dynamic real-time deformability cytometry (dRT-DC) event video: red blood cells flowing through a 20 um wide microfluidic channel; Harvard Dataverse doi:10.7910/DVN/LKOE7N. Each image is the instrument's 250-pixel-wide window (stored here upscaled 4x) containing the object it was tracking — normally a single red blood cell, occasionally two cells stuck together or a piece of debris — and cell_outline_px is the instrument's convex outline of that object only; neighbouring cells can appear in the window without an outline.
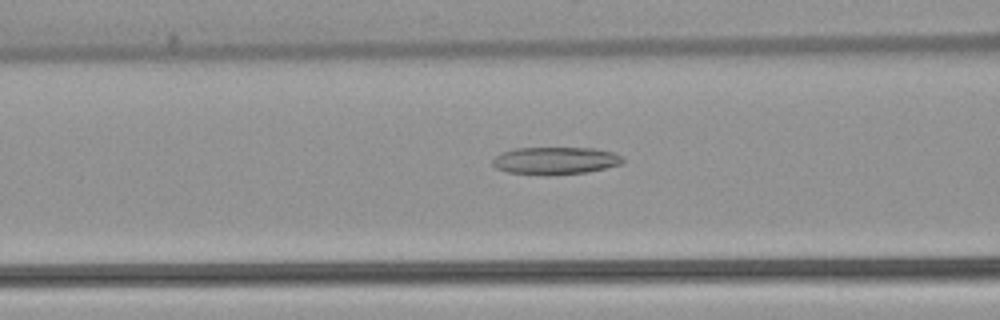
{"species": "common noctule bat (a hibernating species)", "species_latin": "Nyctalus noctula", "temperature_condition": "warm", "stored_images_in_passage": 52, "camera_frame_rate_fps": 3000, "um_per_image_px": 0.085, "animal": {"sex": "female", "body_mass_g": 22.7, "forearm_length_mm": 54.2}, "frame": {"image": 1, "passage_image": 21, "time_ms": 6.667, "image_size_px": [1000, 320], "cell_outline_px": [[624, 160], [620, 164], [588, 172], [548, 176], [544, 176], [508, 172], [496, 168], [492, 164], [492, 160], [496, 156], [504, 152], [516, 148], [596, 148], [612, 152], [624, 156]], "centroid_in_image_um": [47.21, 13.67], "position_along_channel_um": 119.4, "area_um2": 20.98}}
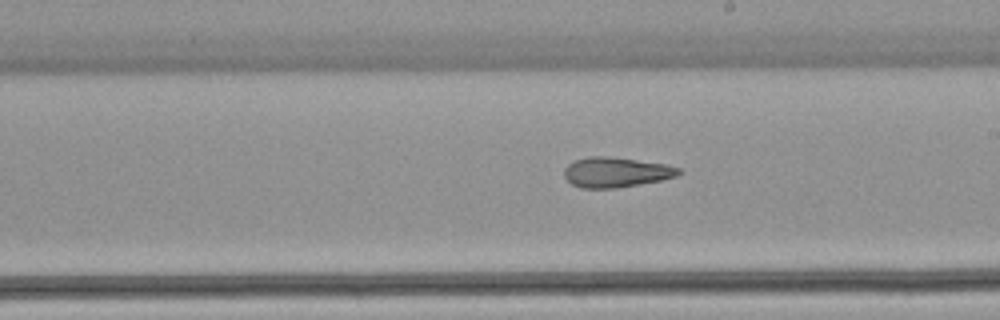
{"frame": {"image": 2, "passage_image": 30, "time_ms": 9.667, "image_size_px": [1000, 320], "cell_outline_px": [[684, 172], [676, 176], [660, 180], [616, 188], [580, 188], [572, 184], [564, 176], [564, 168], [568, 164], [576, 160], [588, 156], [608, 156], [668, 164], [680, 168]], "centroid_in_image_um": [52.37, 14.63], "position_along_channel_um": 236.6, "area_um2": 20.11}}
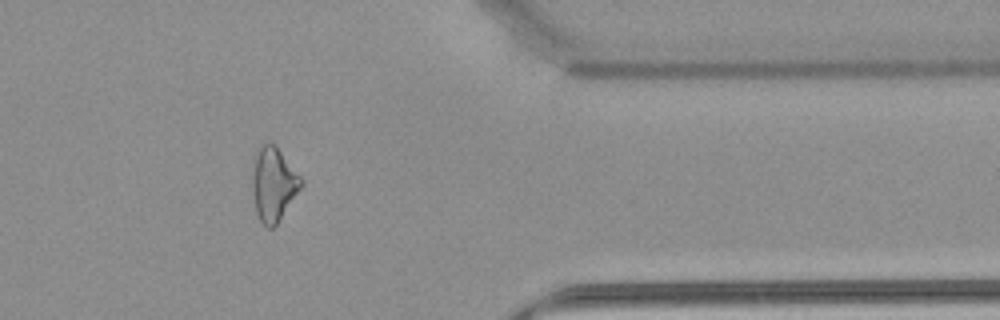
{"frame": {"image": 3, "passage_image": 43, "time_ms": 14.0, "image_size_px": [1000, 320], "cell_outline_px": [[304, 184], [276, 224], [272, 228], [268, 228], [260, 220], [256, 212], [252, 192], [252, 156], [264, 140], [272, 140], [276, 144], [304, 180]], "centroid_in_image_um": [23.22, 15.54], "position_along_channel_um": 388.2, "area_um2": 21.62}, "authors_computed_cell_mechanics": {"area_um2": 22.5998, "velocity_mm_per_s": 3.9056, "shape_relaxation_time_tau1_ms": null, "shape_relaxation_time_tau2_ms": 2.8341, "deformation_change_tau1": null, "deformation_change_tau2": 0.1257}}